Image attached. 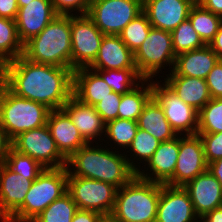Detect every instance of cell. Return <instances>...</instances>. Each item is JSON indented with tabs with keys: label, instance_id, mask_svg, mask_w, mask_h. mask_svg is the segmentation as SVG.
<instances>
[{
	"label": "cell",
	"instance_id": "cell-1",
	"mask_svg": "<svg viewBox=\"0 0 222 222\" xmlns=\"http://www.w3.org/2000/svg\"><path fill=\"white\" fill-rule=\"evenodd\" d=\"M5 86L15 95L62 109L73 95V70L50 64H38L19 56L2 65Z\"/></svg>",
	"mask_w": 222,
	"mask_h": 222
},
{
	"label": "cell",
	"instance_id": "cell-2",
	"mask_svg": "<svg viewBox=\"0 0 222 222\" xmlns=\"http://www.w3.org/2000/svg\"><path fill=\"white\" fill-rule=\"evenodd\" d=\"M102 145L87 143L67 160L66 168L73 176L103 181L119 189L136 172L129 166L124 152Z\"/></svg>",
	"mask_w": 222,
	"mask_h": 222
},
{
	"label": "cell",
	"instance_id": "cell-3",
	"mask_svg": "<svg viewBox=\"0 0 222 222\" xmlns=\"http://www.w3.org/2000/svg\"><path fill=\"white\" fill-rule=\"evenodd\" d=\"M22 56L34 63L72 69L71 15H57L23 45Z\"/></svg>",
	"mask_w": 222,
	"mask_h": 222
},
{
	"label": "cell",
	"instance_id": "cell-4",
	"mask_svg": "<svg viewBox=\"0 0 222 222\" xmlns=\"http://www.w3.org/2000/svg\"><path fill=\"white\" fill-rule=\"evenodd\" d=\"M161 184L135 175L117 189L111 216L120 222H155Z\"/></svg>",
	"mask_w": 222,
	"mask_h": 222
},
{
	"label": "cell",
	"instance_id": "cell-5",
	"mask_svg": "<svg viewBox=\"0 0 222 222\" xmlns=\"http://www.w3.org/2000/svg\"><path fill=\"white\" fill-rule=\"evenodd\" d=\"M66 167L44 168L32 182L23 204L5 222H31L67 192Z\"/></svg>",
	"mask_w": 222,
	"mask_h": 222
},
{
	"label": "cell",
	"instance_id": "cell-6",
	"mask_svg": "<svg viewBox=\"0 0 222 222\" xmlns=\"http://www.w3.org/2000/svg\"><path fill=\"white\" fill-rule=\"evenodd\" d=\"M50 109L19 97L6 86L0 93V125L10 141L21 133L47 124Z\"/></svg>",
	"mask_w": 222,
	"mask_h": 222
},
{
	"label": "cell",
	"instance_id": "cell-7",
	"mask_svg": "<svg viewBox=\"0 0 222 222\" xmlns=\"http://www.w3.org/2000/svg\"><path fill=\"white\" fill-rule=\"evenodd\" d=\"M176 55L172 46L171 32L151 28L148 36L134 53V63L144 80H153L167 66L170 73L175 64ZM171 66V67H170ZM161 71V72H160Z\"/></svg>",
	"mask_w": 222,
	"mask_h": 222
},
{
	"label": "cell",
	"instance_id": "cell-8",
	"mask_svg": "<svg viewBox=\"0 0 222 222\" xmlns=\"http://www.w3.org/2000/svg\"><path fill=\"white\" fill-rule=\"evenodd\" d=\"M67 192L78 209L105 216L113 211L117 188L103 181L73 176L68 172Z\"/></svg>",
	"mask_w": 222,
	"mask_h": 222
},
{
	"label": "cell",
	"instance_id": "cell-9",
	"mask_svg": "<svg viewBox=\"0 0 222 222\" xmlns=\"http://www.w3.org/2000/svg\"><path fill=\"white\" fill-rule=\"evenodd\" d=\"M142 12L143 0H98L87 15L104 35H119Z\"/></svg>",
	"mask_w": 222,
	"mask_h": 222
},
{
	"label": "cell",
	"instance_id": "cell-10",
	"mask_svg": "<svg viewBox=\"0 0 222 222\" xmlns=\"http://www.w3.org/2000/svg\"><path fill=\"white\" fill-rule=\"evenodd\" d=\"M11 147L32 157L44 168L67 165V159L60 153L47 125L21 133L11 141Z\"/></svg>",
	"mask_w": 222,
	"mask_h": 222
},
{
	"label": "cell",
	"instance_id": "cell-11",
	"mask_svg": "<svg viewBox=\"0 0 222 222\" xmlns=\"http://www.w3.org/2000/svg\"><path fill=\"white\" fill-rule=\"evenodd\" d=\"M157 79L152 80L153 97L163 108L171 128L177 135L197 134L199 112L184 103L161 79Z\"/></svg>",
	"mask_w": 222,
	"mask_h": 222
},
{
	"label": "cell",
	"instance_id": "cell-12",
	"mask_svg": "<svg viewBox=\"0 0 222 222\" xmlns=\"http://www.w3.org/2000/svg\"><path fill=\"white\" fill-rule=\"evenodd\" d=\"M104 34L86 15H71L72 70L89 67L96 59Z\"/></svg>",
	"mask_w": 222,
	"mask_h": 222
},
{
	"label": "cell",
	"instance_id": "cell-13",
	"mask_svg": "<svg viewBox=\"0 0 222 222\" xmlns=\"http://www.w3.org/2000/svg\"><path fill=\"white\" fill-rule=\"evenodd\" d=\"M203 144L198 134L179 135V153L174 171V186H184L196 176L206 172Z\"/></svg>",
	"mask_w": 222,
	"mask_h": 222
},
{
	"label": "cell",
	"instance_id": "cell-14",
	"mask_svg": "<svg viewBox=\"0 0 222 222\" xmlns=\"http://www.w3.org/2000/svg\"><path fill=\"white\" fill-rule=\"evenodd\" d=\"M155 222H200L183 186L161 184Z\"/></svg>",
	"mask_w": 222,
	"mask_h": 222
},
{
	"label": "cell",
	"instance_id": "cell-15",
	"mask_svg": "<svg viewBox=\"0 0 222 222\" xmlns=\"http://www.w3.org/2000/svg\"><path fill=\"white\" fill-rule=\"evenodd\" d=\"M178 153L179 135L171 140L161 142L151 158L142 167L143 169L138 170L136 175L141 179L174 186V171Z\"/></svg>",
	"mask_w": 222,
	"mask_h": 222
},
{
	"label": "cell",
	"instance_id": "cell-16",
	"mask_svg": "<svg viewBox=\"0 0 222 222\" xmlns=\"http://www.w3.org/2000/svg\"><path fill=\"white\" fill-rule=\"evenodd\" d=\"M38 176H23L0 164V222H5L24 202Z\"/></svg>",
	"mask_w": 222,
	"mask_h": 222
},
{
	"label": "cell",
	"instance_id": "cell-17",
	"mask_svg": "<svg viewBox=\"0 0 222 222\" xmlns=\"http://www.w3.org/2000/svg\"><path fill=\"white\" fill-rule=\"evenodd\" d=\"M196 0H143V12L153 28L172 32L188 19Z\"/></svg>",
	"mask_w": 222,
	"mask_h": 222
},
{
	"label": "cell",
	"instance_id": "cell-18",
	"mask_svg": "<svg viewBox=\"0 0 222 222\" xmlns=\"http://www.w3.org/2000/svg\"><path fill=\"white\" fill-rule=\"evenodd\" d=\"M57 15L51 0H33L19 7L15 22L21 43L39 34Z\"/></svg>",
	"mask_w": 222,
	"mask_h": 222
},
{
	"label": "cell",
	"instance_id": "cell-19",
	"mask_svg": "<svg viewBox=\"0 0 222 222\" xmlns=\"http://www.w3.org/2000/svg\"><path fill=\"white\" fill-rule=\"evenodd\" d=\"M62 109L71 118L80 135L87 143H103L106 123L97 113L94 106L85 104L72 95Z\"/></svg>",
	"mask_w": 222,
	"mask_h": 222
},
{
	"label": "cell",
	"instance_id": "cell-20",
	"mask_svg": "<svg viewBox=\"0 0 222 222\" xmlns=\"http://www.w3.org/2000/svg\"><path fill=\"white\" fill-rule=\"evenodd\" d=\"M183 188L188 192L199 218L222 206V186L209 170L187 182Z\"/></svg>",
	"mask_w": 222,
	"mask_h": 222
},
{
	"label": "cell",
	"instance_id": "cell-21",
	"mask_svg": "<svg viewBox=\"0 0 222 222\" xmlns=\"http://www.w3.org/2000/svg\"><path fill=\"white\" fill-rule=\"evenodd\" d=\"M60 153L68 160L87 142L63 109L50 110L46 124Z\"/></svg>",
	"mask_w": 222,
	"mask_h": 222
},
{
	"label": "cell",
	"instance_id": "cell-22",
	"mask_svg": "<svg viewBox=\"0 0 222 222\" xmlns=\"http://www.w3.org/2000/svg\"><path fill=\"white\" fill-rule=\"evenodd\" d=\"M89 68L92 70L136 69L134 53L119 35H104L98 55Z\"/></svg>",
	"mask_w": 222,
	"mask_h": 222
},
{
	"label": "cell",
	"instance_id": "cell-23",
	"mask_svg": "<svg viewBox=\"0 0 222 222\" xmlns=\"http://www.w3.org/2000/svg\"><path fill=\"white\" fill-rule=\"evenodd\" d=\"M219 60L211 47L205 45L202 48L178 54L173 70L166 76H188L206 79Z\"/></svg>",
	"mask_w": 222,
	"mask_h": 222
},
{
	"label": "cell",
	"instance_id": "cell-24",
	"mask_svg": "<svg viewBox=\"0 0 222 222\" xmlns=\"http://www.w3.org/2000/svg\"><path fill=\"white\" fill-rule=\"evenodd\" d=\"M112 92L102 77L89 67L73 71V95L81 102L95 106Z\"/></svg>",
	"mask_w": 222,
	"mask_h": 222
},
{
	"label": "cell",
	"instance_id": "cell-25",
	"mask_svg": "<svg viewBox=\"0 0 222 222\" xmlns=\"http://www.w3.org/2000/svg\"><path fill=\"white\" fill-rule=\"evenodd\" d=\"M161 81H164L184 103L198 112L212 99L205 79L188 76H166Z\"/></svg>",
	"mask_w": 222,
	"mask_h": 222
},
{
	"label": "cell",
	"instance_id": "cell-26",
	"mask_svg": "<svg viewBox=\"0 0 222 222\" xmlns=\"http://www.w3.org/2000/svg\"><path fill=\"white\" fill-rule=\"evenodd\" d=\"M138 128L158 139L160 142L177 136L166 119L165 113L157 100L152 97L145 105L137 120Z\"/></svg>",
	"mask_w": 222,
	"mask_h": 222
},
{
	"label": "cell",
	"instance_id": "cell-27",
	"mask_svg": "<svg viewBox=\"0 0 222 222\" xmlns=\"http://www.w3.org/2000/svg\"><path fill=\"white\" fill-rule=\"evenodd\" d=\"M153 97L152 80H143L133 90L122 94L118 118L137 121L145 105Z\"/></svg>",
	"mask_w": 222,
	"mask_h": 222
},
{
	"label": "cell",
	"instance_id": "cell-28",
	"mask_svg": "<svg viewBox=\"0 0 222 222\" xmlns=\"http://www.w3.org/2000/svg\"><path fill=\"white\" fill-rule=\"evenodd\" d=\"M160 143L158 139L147 133L144 129L138 128L134 140L127 151H125L126 153L124 152L129 166L137 173L143 167V164H146L151 158Z\"/></svg>",
	"mask_w": 222,
	"mask_h": 222
},
{
	"label": "cell",
	"instance_id": "cell-29",
	"mask_svg": "<svg viewBox=\"0 0 222 222\" xmlns=\"http://www.w3.org/2000/svg\"><path fill=\"white\" fill-rule=\"evenodd\" d=\"M137 131V121L117 118L106 123L104 138L107 140L103 139V141L111 149L123 152L131 145Z\"/></svg>",
	"mask_w": 222,
	"mask_h": 222
},
{
	"label": "cell",
	"instance_id": "cell-30",
	"mask_svg": "<svg viewBox=\"0 0 222 222\" xmlns=\"http://www.w3.org/2000/svg\"><path fill=\"white\" fill-rule=\"evenodd\" d=\"M188 19L206 45L214 39L215 34L222 25V17L203 8L197 2L191 7Z\"/></svg>",
	"mask_w": 222,
	"mask_h": 222
},
{
	"label": "cell",
	"instance_id": "cell-31",
	"mask_svg": "<svg viewBox=\"0 0 222 222\" xmlns=\"http://www.w3.org/2000/svg\"><path fill=\"white\" fill-rule=\"evenodd\" d=\"M23 55L15 20L0 17V65Z\"/></svg>",
	"mask_w": 222,
	"mask_h": 222
},
{
	"label": "cell",
	"instance_id": "cell-32",
	"mask_svg": "<svg viewBox=\"0 0 222 222\" xmlns=\"http://www.w3.org/2000/svg\"><path fill=\"white\" fill-rule=\"evenodd\" d=\"M109 85L113 92L118 94L128 93L144 80L137 69L120 70H94Z\"/></svg>",
	"mask_w": 222,
	"mask_h": 222
},
{
	"label": "cell",
	"instance_id": "cell-33",
	"mask_svg": "<svg viewBox=\"0 0 222 222\" xmlns=\"http://www.w3.org/2000/svg\"><path fill=\"white\" fill-rule=\"evenodd\" d=\"M78 210L71 195L66 192L59 199L53 201L31 222H71Z\"/></svg>",
	"mask_w": 222,
	"mask_h": 222
},
{
	"label": "cell",
	"instance_id": "cell-34",
	"mask_svg": "<svg viewBox=\"0 0 222 222\" xmlns=\"http://www.w3.org/2000/svg\"><path fill=\"white\" fill-rule=\"evenodd\" d=\"M172 46L175 55L199 49L206 44L192 27L189 19L181 22L172 32Z\"/></svg>",
	"mask_w": 222,
	"mask_h": 222
},
{
	"label": "cell",
	"instance_id": "cell-35",
	"mask_svg": "<svg viewBox=\"0 0 222 222\" xmlns=\"http://www.w3.org/2000/svg\"><path fill=\"white\" fill-rule=\"evenodd\" d=\"M151 28L147 15L142 12L124 27L119 36L126 46L135 53L148 36Z\"/></svg>",
	"mask_w": 222,
	"mask_h": 222
},
{
	"label": "cell",
	"instance_id": "cell-36",
	"mask_svg": "<svg viewBox=\"0 0 222 222\" xmlns=\"http://www.w3.org/2000/svg\"><path fill=\"white\" fill-rule=\"evenodd\" d=\"M222 132V98H212L200 111L197 134Z\"/></svg>",
	"mask_w": 222,
	"mask_h": 222
},
{
	"label": "cell",
	"instance_id": "cell-37",
	"mask_svg": "<svg viewBox=\"0 0 222 222\" xmlns=\"http://www.w3.org/2000/svg\"><path fill=\"white\" fill-rule=\"evenodd\" d=\"M12 171L23 176H38L44 167L32 157L9 148L4 162Z\"/></svg>",
	"mask_w": 222,
	"mask_h": 222
},
{
	"label": "cell",
	"instance_id": "cell-38",
	"mask_svg": "<svg viewBox=\"0 0 222 222\" xmlns=\"http://www.w3.org/2000/svg\"><path fill=\"white\" fill-rule=\"evenodd\" d=\"M198 135L203 144L207 164L222 158V132Z\"/></svg>",
	"mask_w": 222,
	"mask_h": 222
},
{
	"label": "cell",
	"instance_id": "cell-39",
	"mask_svg": "<svg viewBox=\"0 0 222 222\" xmlns=\"http://www.w3.org/2000/svg\"><path fill=\"white\" fill-rule=\"evenodd\" d=\"M121 94L112 92L94 107L105 123L118 118Z\"/></svg>",
	"mask_w": 222,
	"mask_h": 222
},
{
	"label": "cell",
	"instance_id": "cell-40",
	"mask_svg": "<svg viewBox=\"0 0 222 222\" xmlns=\"http://www.w3.org/2000/svg\"><path fill=\"white\" fill-rule=\"evenodd\" d=\"M51 2L58 15H86L90 8L87 0H51Z\"/></svg>",
	"mask_w": 222,
	"mask_h": 222
},
{
	"label": "cell",
	"instance_id": "cell-41",
	"mask_svg": "<svg viewBox=\"0 0 222 222\" xmlns=\"http://www.w3.org/2000/svg\"><path fill=\"white\" fill-rule=\"evenodd\" d=\"M205 80L211 98H222V60L212 68Z\"/></svg>",
	"mask_w": 222,
	"mask_h": 222
},
{
	"label": "cell",
	"instance_id": "cell-42",
	"mask_svg": "<svg viewBox=\"0 0 222 222\" xmlns=\"http://www.w3.org/2000/svg\"><path fill=\"white\" fill-rule=\"evenodd\" d=\"M18 9L17 0H0V17L15 20Z\"/></svg>",
	"mask_w": 222,
	"mask_h": 222
},
{
	"label": "cell",
	"instance_id": "cell-43",
	"mask_svg": "<svg viewBox=\"0 0 222 222\" xmlns=\"http://www.w3.org/2000/svg\"><path fill=\"white\" fill-rule=\"evenodd\" d=\"M102 217L103 215L97 212L78 209L71 222H100Z\"/></svg>",
	"mask_w": 222,
	"mask_h": 222
},
{
	"label": "cell",
	"instance_id": "cell-44",
	"mask_svg": "<svg viewBox=\"0 0 222 222\" xmlns=\"http://www.w3.org/2000/svg\"><path fill=\"white\" fill-rule=\"evenodd\" d=\"M203 8L222 17V0H197Z\"/></svg>",
	"mask_w": 222,
	"mask_h": 222
},
{
	"label": "cell",
	"instance_id": "cell-45",
	"mask_svg": "<svg viewBox=\"0 0 222 222\" xmlns=\"http://www.w3.org/2000/svg\"><path fill=\"white\" fill-rule=\"evenodd\" d=\"M10 147L11 141L8 139L5 130L0 125V164L5 162Z\"/></svg>",
	"mask_w": 222,
	"mask_h": 222
},
{
	"label": "cell",
	"instance_id": "cell-46",
	"mask_svg": "<svg viewBox=\"0 0 222 222\" xmlns=\"http://www.w3.org/2000/svg\"><path fill=\"white\" fill-rule=\"evenodd\" d=\"M208 45L216 53L218 58L222 60V25L219 27L214 39Z\"/></svg>",
	"mask_w": 222,
	"mask_h": 222
},
{
	"label": "cell",
	"instance_id": "cell-47",
	"mask_svg": "<svg viewBox=\"0 0 222 222\" xmlns=\"http://www.w3.org/2000/svg\"><path fill=\"white\" fill-rule=\"evenodd\" d=\"M200 222H222V206L207 212L200 218Z\"/></svg>",
	"mask_w": 222,
	"mask_h": 222
},
{
	"label": "cell",
	"instance_id": "cell-48",
	"mask_svg": "<svg viewBox=\"0 0 222 222\" xmlns=\"http://www.w3.org/2000/svg\"><path fill=\"white\" fill-rule=\"evenodd\" d=\"M208 170L215 176L222 186V158L209 163Z\"/></svg>",
	"mask_w": 222,
	"mask_h": 222
},
{
	"label": "cell",
	"instance_id": "cell-49",
	"mask_svg": "<svg viewBox=\"0 0 222 222\" xmlns=\"http://www.w3.org/2000/svg\"><path fill=\"white\" fill-rule=\"evenodd\" d=\"M5 86V77H4V70L3 67H0V93Z\"/></svg>",
	"mask_w": 222,
	"mask_h": 222
},
{
	"label": "cell",
	"instance_id": "cell-50",
	"mask_svg": "<svg viewBox=\"0 0 222 222\" xmlns=\"http://www.w3.org/2000/svg\"><path fill=\"white\" fill-rule=\"evenodd\" d=\"M100 222H120L114 219L111 215H105L101 218Z\"/></svg>",
	"mask_w": 222,
	"mask_h": 222
},
{
	"label": "cell",
	"instance_id": "cell-51",
	"mask_svg": "<svg viewBox=\"0 0 222 222\" xmlns=\"http://www.w3.org/2000/svg\"><path fill=\"white\" fill-rule=\"evenodd\" d=\"M33 1V0H17L18 6L22 7V6H26V3Z\"/></svg>",
	"mask_w": 222,
	"mask_h": 222
},
{
	"label": "cell",
	"instance_id": "cell-52",
	"mask_svg": "<svg viewBox=\"0 0 222 222\" xmlns=\"http://www.w3.org/2000/svg\"><path fill=\"white\" fill-rule=\"evenodd\" d=\"M95 1H98V0H87L88 4L91 5L92 3H94Z\"/></svg>",
	"mask_w": 222,
	"mask_h": 222
}]
</instances>
